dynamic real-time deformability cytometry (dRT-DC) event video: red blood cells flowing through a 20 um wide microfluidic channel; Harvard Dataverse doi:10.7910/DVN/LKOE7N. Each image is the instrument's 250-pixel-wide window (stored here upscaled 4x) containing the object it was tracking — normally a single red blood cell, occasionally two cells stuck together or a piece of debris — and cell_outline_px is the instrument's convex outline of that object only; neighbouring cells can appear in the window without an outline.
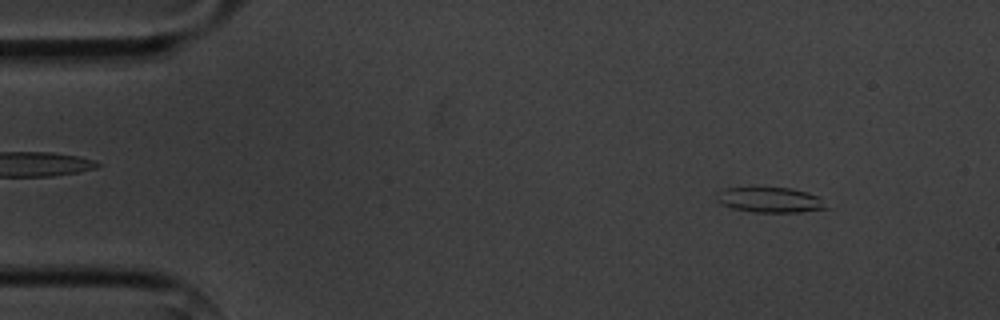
{"species": "common noctule bat (a hibernating species)", "species_latin": "Nyctalus noctula", "temperature_condition": "cold", "stored_images_in_passage": 7, "camera_frame_rate_fps": 3000, "um_per_image_px": 0.085, "animal": {"sex": "male", "body_mass_g": 20.1, "forearm_length_mm": 53.5}, "frame": {"image": 1, "passage_image": 2, "time_ms": 1.333, "image_size_px": [1000, 320], "cell_outline_px": [[832, 208], [800, 212], [752, 212], [732, 208], [720, 204], [716, 200], [716, 196], [724, 188], [752, 184], [792, 188], [808, 192], [820, 196]], "centroid_in_image_um": [65.46, 16.94], "position_along_channel_um": 19.5, "area_um2": 17.34}}
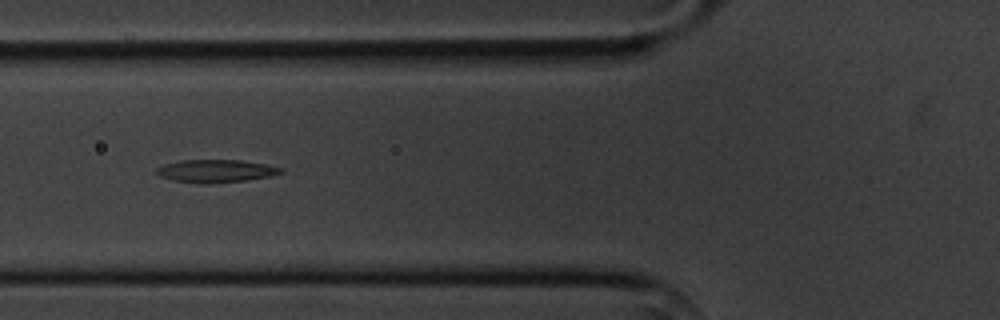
{"frame": {"image": 2, "passage_image": 6, "time_ms": 6.0, "image_size_px": [1000, 320], "cell_outline_px": [[284, 172], [272, 176], [248, 180], [212, 184], [200, 184], [172, 180], [160, 176], [156, 172], [156, 168], [164, 164], [180, 160], [240, 160], [264, 164], [284, 168]], "centroid_in_image_um": [18.36, 14.54], "position_along_channel_um": 107.4, "area_um2": 16.76}}
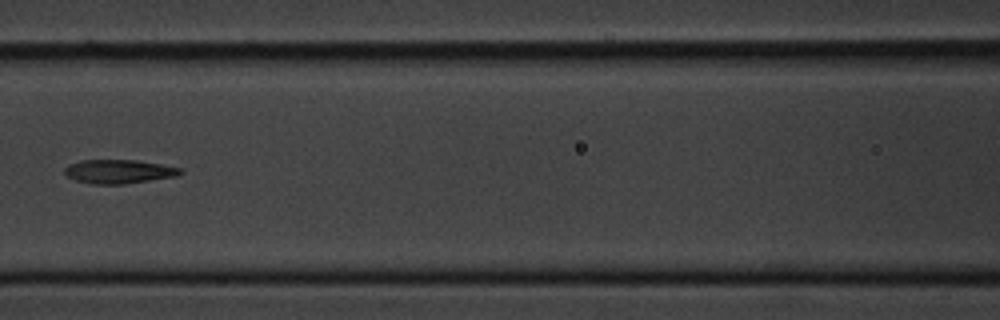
{"frame": {"image": 3, "passage_image": 7, "time_ms": 7.333, "image_size_px": [1000, 320], "cell_outline_px": [[184, 172], [176, 176], [124, 184], [92, 184], [76, 180], [68, 176], [64, 172], [64, 168], [68, 164], [80, 160], [136, 160], [184, 168]], "centroid_in_image_um": [10.11, 14.57], "position_along_channel_um": 156.5, "area_um2": 16.13}}